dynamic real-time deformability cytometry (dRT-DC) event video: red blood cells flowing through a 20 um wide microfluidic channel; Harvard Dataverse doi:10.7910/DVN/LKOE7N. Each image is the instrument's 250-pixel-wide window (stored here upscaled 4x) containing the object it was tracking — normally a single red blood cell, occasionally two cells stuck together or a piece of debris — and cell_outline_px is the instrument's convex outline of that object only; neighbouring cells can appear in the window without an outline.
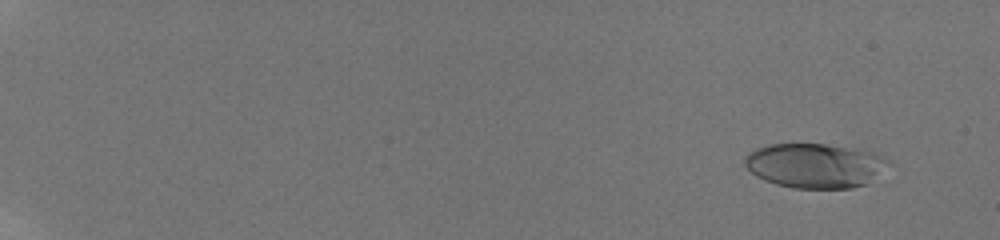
{"species": "human", "species_latin": "Homo sapiens", "temperature_condition": "room temperature", "stored_images_in_passage": 15, "camera_frame_rate_fps": 3000, "um_per_image_px": 0.085, "donor": {"sex": "male"}, "frame": {"image": 1, "passage_image": 3, "time_ms": 1.333, "image_size_px": [1000, 240], "cell_outline_px": [[892, 160], [868, 184], [852, 188], [792, 188], [776, 184], [764, 180], [756, 176], [744, 164], [744, 156], [756, 148], [768, 144], [824, 144], [856, 148], [872, 152], [884, 156]], "centroid_in_image_um": [69.27, 14.07], "position_along_channel_um": 15.7, "area_um2": 37.45}}
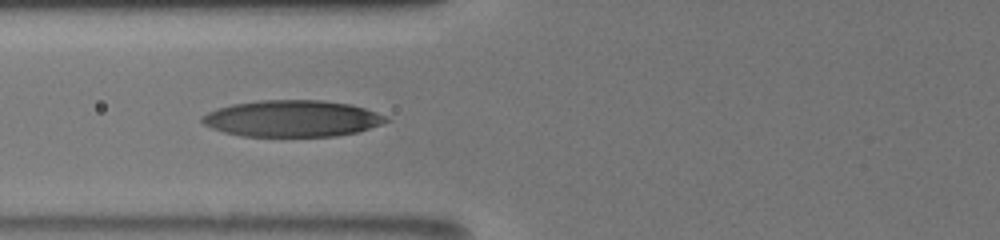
{"frame": {"image": 2, "passage_image": 12, "time_ms": 8.667, "image_size_px": [1000, 240], "cell_outline_px": [[388, 120], [380, 124], [356, 132], [336, 136], [240, 136], [224, 132], [212, 128], [204, 124], [200, 120], [200, 116], [216, 108], [232, 104], [256, 100], [324, 100], [352, 104], [388, 116]], "centroid_in_image_um": [24.79, 10.06], "position_along_channel_um": 101.0, "area_um2": 39.25}}
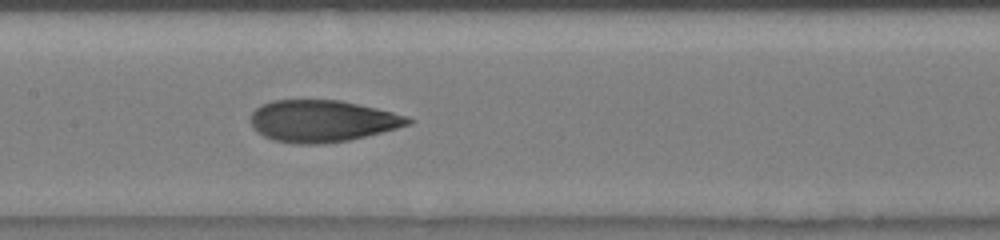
{"frame": {"image": 3, "passage_image": 15, "time_ms": 10.667, "image_size_px": [1000, 240], "cell_outline_px": [[412, 124], [348, 140], [324, 144], [296, 144], [272, 140], [264, 136], [252, 128], [252, 112], [260, 104], [272, 100], [340, 100], [376, 108], [408, 116], [412, 120]], "centroid_in_image_um": [27.36, 10.28], "position_along_channel_um": 180.0, "area_um2": 38.26}}